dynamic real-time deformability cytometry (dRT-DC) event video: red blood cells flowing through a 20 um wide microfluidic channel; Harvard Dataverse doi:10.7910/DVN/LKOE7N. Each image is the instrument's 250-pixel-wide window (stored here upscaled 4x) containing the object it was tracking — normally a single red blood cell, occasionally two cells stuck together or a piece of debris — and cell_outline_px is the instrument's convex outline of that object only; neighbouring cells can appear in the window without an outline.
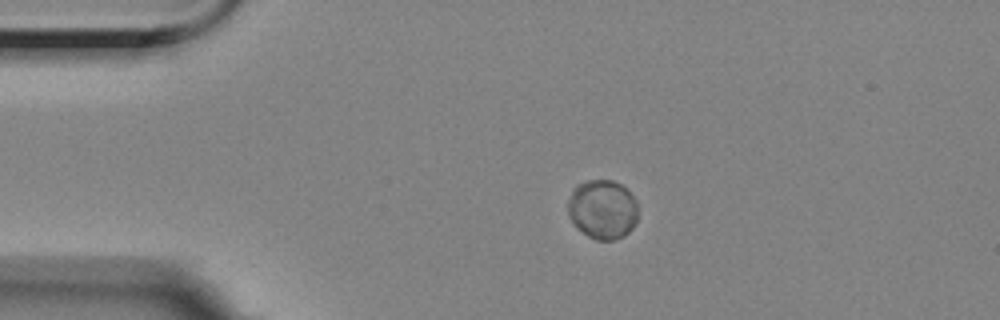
{"species": "Egyptian fruit bat (a non-hibernating species)", "species_latin": "Rousettus aegyptiacus", "temperature_condition": "room temperature", "stored_images_in_passage": 40, "camera_frame_rate_fps": 3000, "um_per_image_px": 0.085, "animal": {"sex": "female"}, "frame": {"image": 1, "passage_image": 5, "time_ms": 1.333, "image_size_px": [1000, 320], "cell_outline_px": [[636, 224], [624, 236], [612, 240], [596, 240], [588, 236], [576, 228], [568, 212], [568, 200], [572, 188], [576, 184], [588, 180], [612, 180], [628, 188], [636, 200]], "centroid_in_image_um": [51.21, 17.78], "position_along_channel_um": 33.8, "area_um2": 24.45}}
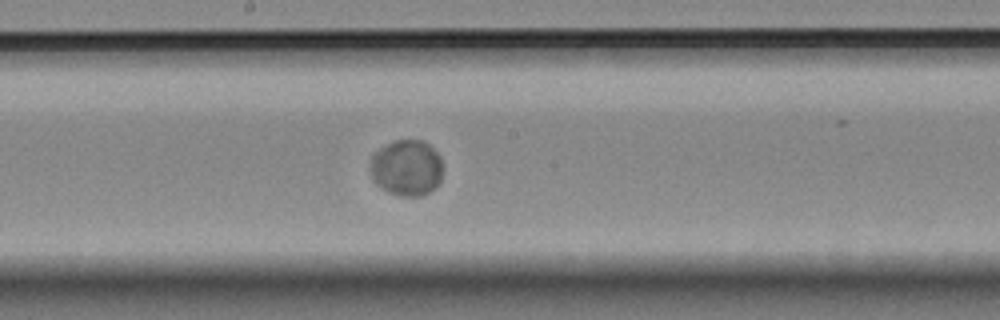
{"frame": {"image": 2, "passage_image": 24, "time_ms": 7.667, "image_size_px": [1000, 320], "cell_outline_px": [[440, 180], [428, 192], [420, 196], [400, 196], [388, 192], [380, 188], [376, 184], [372, 176], [372, 156], [380, 148], [396, 140], [420, 140], [428, 144], [440, 156]], "centroid_in_image_um": [34.54, 14.27], "position_along_channel_um": 213.7, "area_um2": 23.12}}
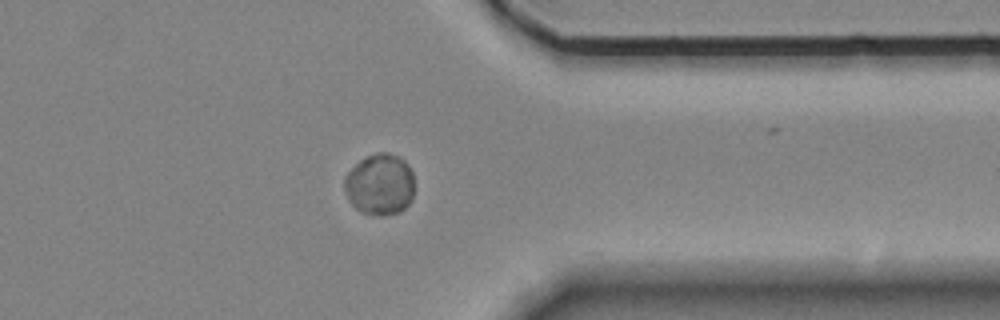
{"frame": {"image": 3, "passage_image": 39, "time_ms": 12.667, "image_size_px": [1000, 320], "cell_outline_px": [[412, 200], [400, 212], [380, 216], [364, 212], [356, 208], [348, 200], [344, 188], [344, 180], [348, 172], [360, 160], [376, 152], [388, 152], [404, 160], [408, 164], [412, 172]], "centroid_in_image_um": [32.28, 15.67], "position_along_channel_um": 379.1, "area_um2": 24.8}, "authors_computed_cell_mechanics": {"area_um2": 24.0448, "velocity_mm_per_s": 3.4385, "shape_relaxation_time_tau1_ms": 0.7713, "shape_relaxation_time_tau2_ms": null, "deformation_change_tau1": 0.01, "deformation_change_tau2": null}}